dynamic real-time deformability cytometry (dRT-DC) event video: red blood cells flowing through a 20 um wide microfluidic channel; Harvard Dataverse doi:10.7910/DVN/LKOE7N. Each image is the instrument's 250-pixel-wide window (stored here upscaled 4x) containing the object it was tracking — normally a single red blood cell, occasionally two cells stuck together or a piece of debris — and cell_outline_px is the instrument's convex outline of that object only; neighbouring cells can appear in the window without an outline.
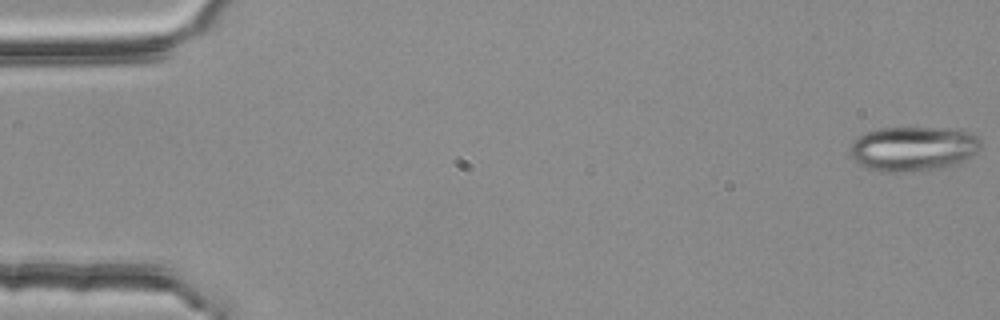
{"species": "common noctule bat (a hibernating species)", "species_latin": "Nyctalus noctula", "temperature_condition": "room temperature", "stored_images_in_passage": 6, "camera_frame_rate_fps": 3000, "um_per_image_px": 0.085, "animal": {"sex": "female", "body_mass_g": 25.1}, "frame": {"image": 1, "passage_image": 1, "time_ms": 0.0, "image_size_px": [1000, 320], "cell_outline_px": [[980, 148], [976, 152], [964, 160], [956, 164], [944, 168], [904, 172], [880, 172], [864, 168], [848, 152], [848, 148], [852, 140], [864, 132], [880, 128], [940, 128], [972, 132], [980, 140]], "centroid_in_image_um": [77.56, 12.65], "position_along_channel_um": 7.4, "area_um2": 34.33}}
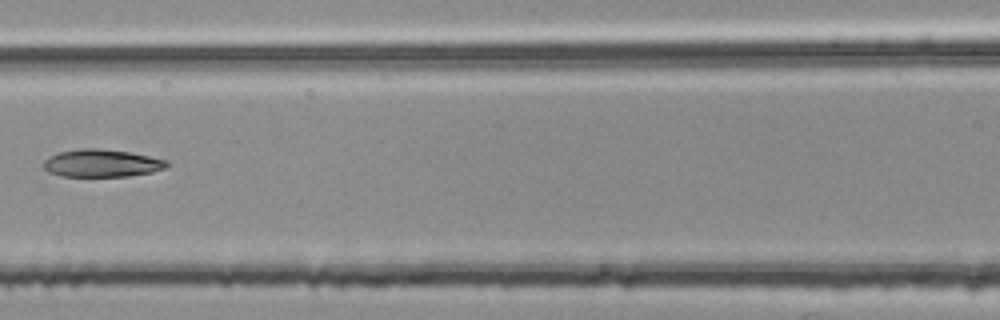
{"frame": {"image": 2, "passage_image": 6, "time_ms": 1.667, "image_size_px": [1000, 320], "cell_outline_px": [[168, 164], [164, 168], [152, 172], [128, 176], [60, 176], [48, 172], [44, 168], [44, 160], [60, 152], [80, 148], [100, 148], [132, 152], [168, 160]], "centroid_in_image_um": [8.66, 13.86], "position_along_channel_um": 157.9, "area_um2": 19.83}}